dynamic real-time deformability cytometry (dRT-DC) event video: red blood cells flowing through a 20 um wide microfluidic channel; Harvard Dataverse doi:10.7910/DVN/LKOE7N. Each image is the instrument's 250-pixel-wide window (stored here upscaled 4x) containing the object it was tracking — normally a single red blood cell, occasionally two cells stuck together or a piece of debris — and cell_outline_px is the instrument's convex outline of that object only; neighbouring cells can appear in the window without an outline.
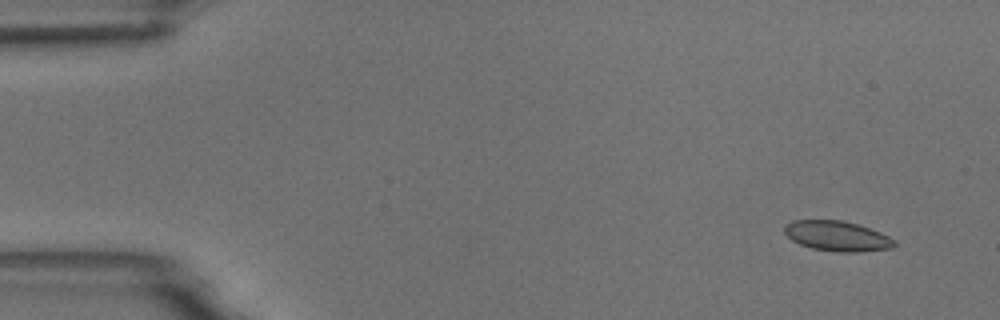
{"species": "common noctule bat (a hibernating species)", "species_latin": "Nyctalus noctula", "temperature_condition": "room temperature", "stored_images_in_passage": 11, "camera_frame_rate_fps": 3000, "um_per_image_px": 0.085, "animal": {"sex": "male", "body_mass_g": 18.8}, "frame": {"image": 1, "passage_image": 2, "time_ms": 1.0, "image_size_px": [1000, 320], "cell_outline_px": [[896, 244], [892, 248], [856, 252], [836, 252], [812, 248], [800, 244], [792, 240], [784, 232], [784, 224], [792, 220], [844, 220], [880, 232], [896, 240]], "centroid_in_image_um": [71.14, 20.06], "position_along_channel_um": 13.9, "area_um2": 19.31}}
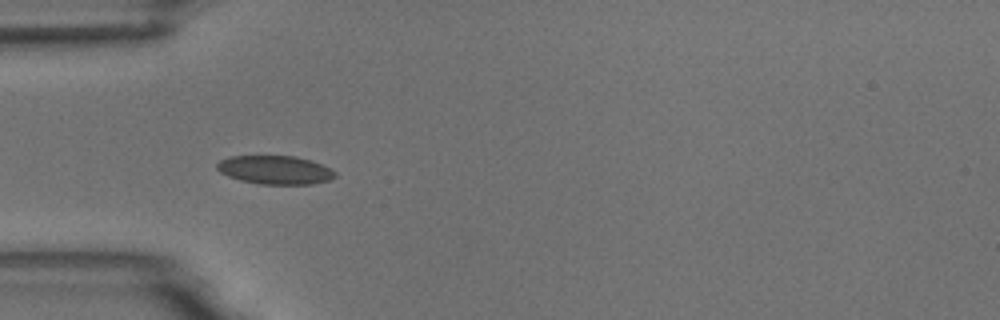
{"frame": {"image": 2, "passage_image": 5, "time_ms": 5.333, "image_size_px": [1000, 320], "cell_outline_px": [[336, 176], [328, 180], [312, 184], [260, 184], [240, 180], [228, 176], [220, 172], [216, 168], [216, 164], [220, 160], [228, 156], [296, 156], [312, 160], [332, 168], [336, 172]], "centroid_in_image_um": [23.39, 14.43], "position_along_channel_um": 61.6, "area_um2": 19.83}}